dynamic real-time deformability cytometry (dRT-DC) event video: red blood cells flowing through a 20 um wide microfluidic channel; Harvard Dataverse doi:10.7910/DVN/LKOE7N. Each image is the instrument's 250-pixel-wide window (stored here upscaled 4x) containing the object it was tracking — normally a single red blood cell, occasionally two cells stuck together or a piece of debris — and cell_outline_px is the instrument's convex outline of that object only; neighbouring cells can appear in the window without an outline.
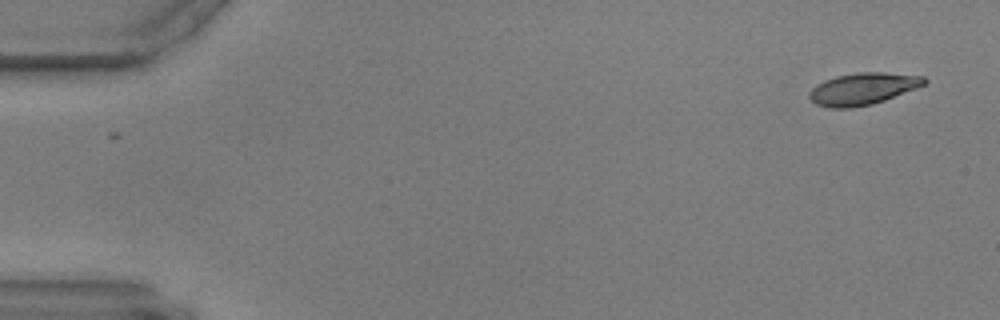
{"species": "common noctule bat (a hibernating species)", "species_latin": "Nyctalus noctula", "temperature_condition": "warm", "stored_images_in_passage": 56, "camera_frame_rate_fps": 3000, "um_per_image_px": 0.085, "animal": {"sex": "male", "body_mass_g": 17.9, "forearm_length_mm": 54.2}, "frame": {"image": 1, "passage_image": 1, "time_ms": 0.0, "image_size_px": [1000, 320], "cell_outline_px": [[928, 80], [924, 84], [916, 88], [884, 100], [872, 104], [852, 108], [828, 108], [816, 104], [808, 96], [808, 92], [816, 84], [824, 80], [836, 76], [856, 72], [884, 72], [924, 76]], "centroid_in_image_um": [73.31, 7.54], "position_along_channel_um": 11.7, "area_um2": 21.44}}
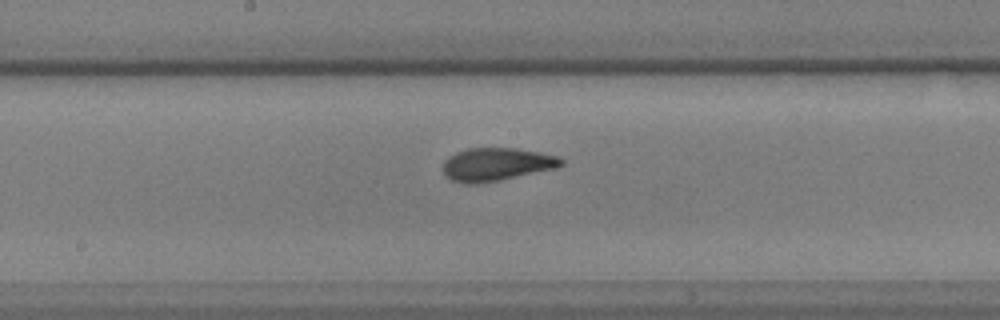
{"frame": {"image": 2, "passage_image": 29, "time_ms": 9.333, "image_size_px": [1000, 320], "cell_outline_px": [[564, 164], [556, 168], [500, 180], [480, 184], [464, 184], [452, 180], [444, 176], [444, 160], [448, 156], [456, 152], [468, 148], [516, 148], [540, 152], [556, 156], [564, 160]], "centroid_in_image_um": [42.18, 13.97], "position_along_channel_um": 206.0, "area_um2": 22.89}}
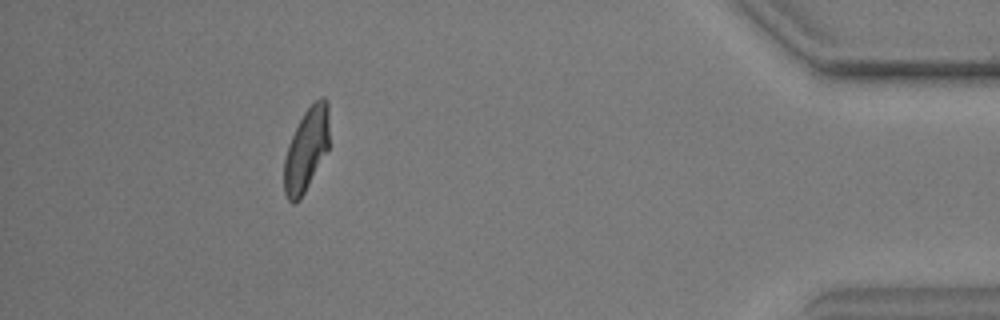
{"frame": {"image": 3, "passage_image": 51, "time_ms": 16.667, "image_size_px": [1000, 320], "cell_outline_px": [[328, 148], [300, 200], [296, 204], [292, 204], [288, 200], [284, 192], [284, 160], [288, 144], [304, 112], [320, 96], [324, 96], [328, 100]], "centroid_in_image_um": [26.02, 12.73], "position_along_channel_um": 409.2, "area_um2": 21.62}}